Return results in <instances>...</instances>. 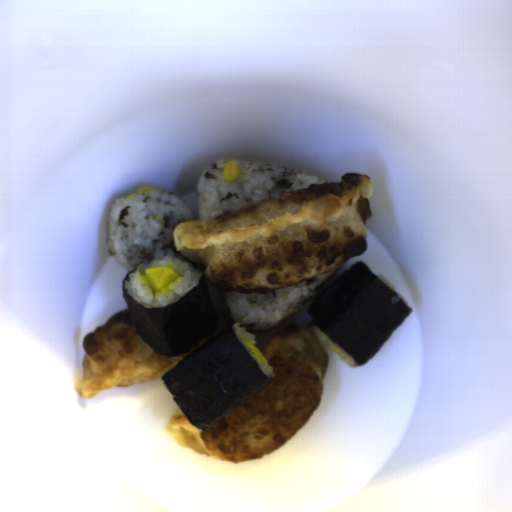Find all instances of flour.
Listing matches in <instances>:
<instances>
[{
  "instance_id": "3",
  "label": "flour",
  "mask_w": 512,
  "mask_h": 512,
  "mask_svg": "<svg viewBox=\"0 0 512 512\" xmlns=\"http://www.w3.org/2000/svg\"><path fill=\"white\" fill-rule=\"evenodd\" d=\"M212 308L215 316L212 329L194 346L176 355L155 353L138 334L128 309L98 325L81 341L85 353L82 377L73 385L78 396L89 400L106 389L162 380V375L187 354L231 326L225 313Z\"/></svg>"
},
{
  "instance_id": "2",
  "label": "flour",
  "mask_w": 512,
  "mask_h": 512,
  "mask_svg": "<svg viewBox=\"0 0 512 512\" xmlns=\"http://www.w3.org/2000/svg\"><path fill=\"white\" fill-rule=\"evenodd\" d=\"M274 378L208 430L179 407L167 432L184 448L212 460L243 463L284 447L320 405L328 355L310 328L288 325L259 349Z\"/></svg>"
},
{
  "instance_id": "1",
  "label": "flour",
  "mask_w": 512,
  "mask_h": 512,
  "mask_svg": "<svg viewBox=\"0 0 512 512\" xmlns=\"http://www.w3.org/2000/svg\"><path fill=\"white\" fill-rule=\"evenodd\" d=\"M373 192L369 175L311 184L209 221H184L176 254L229 292L261 294L326 274L367 248Z\"/></svg>"
}]
</instances>
